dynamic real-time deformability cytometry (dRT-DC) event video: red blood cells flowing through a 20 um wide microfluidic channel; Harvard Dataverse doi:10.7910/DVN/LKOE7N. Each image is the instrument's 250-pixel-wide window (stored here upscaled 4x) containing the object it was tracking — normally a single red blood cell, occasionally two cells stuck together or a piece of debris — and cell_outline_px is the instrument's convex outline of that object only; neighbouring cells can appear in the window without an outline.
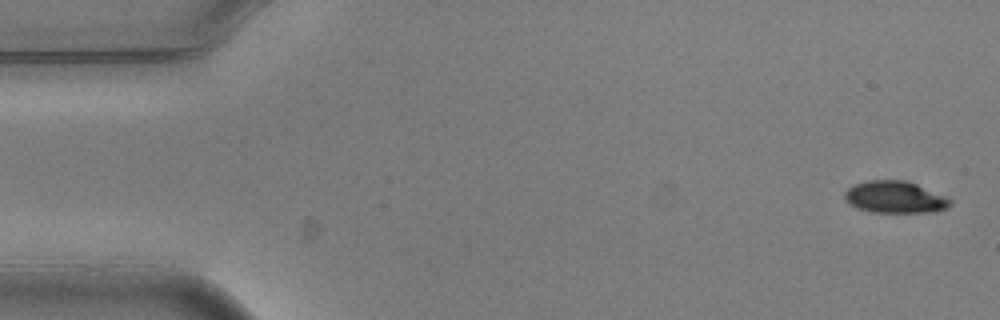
{"species": "common noctule bat (a hibernating species)", "species_latin": "Nyctalus noctula", "temperature_condition": "warm", "stored_images_in_passage": 4, "camera_frame_rate_fps": 3000, "um_per_image_px": 0.085, "animal": {"sex": "male", "body_mass_g": 20.5, "forearm_length_mm": 52.5}, "frame": {"image": 1, "passage_image": 1, "time_ms": 0.0, "image_size_px": [1000, 320], "cell_outline_px": [[952, 204], [948, 208], [932, 212], [872, 212], [856, 208], [848, 204], [844, 196], [844, 192], [852, 184], [868, 180], [908, 180], [948, 196], [952, 200]], "centroid_in_image_um": [76.09, 16.75], "position_along_channel_um": 8.9, "area_um2": 20.11}}